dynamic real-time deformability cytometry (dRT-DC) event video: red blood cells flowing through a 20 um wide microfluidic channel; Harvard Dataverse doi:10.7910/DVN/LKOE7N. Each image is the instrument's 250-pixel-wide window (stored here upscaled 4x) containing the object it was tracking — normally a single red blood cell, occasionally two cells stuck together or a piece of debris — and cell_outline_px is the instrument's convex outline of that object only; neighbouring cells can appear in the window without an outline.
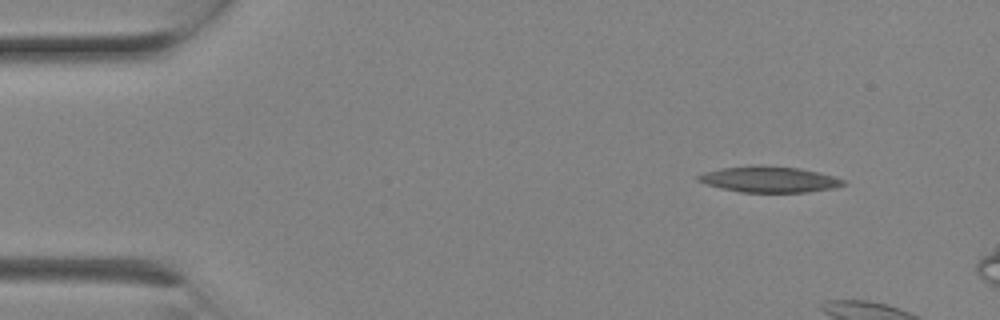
{"species": "Egyptian fruit bat (a non-hibernating species)", "species_latin": "Rousettus aegyptiacus", "temperature_condition": "room temperature", "stored_images_in_passage": 4, "camera_frame_rate_fps": 3000, "um_per_image_px": 0.085, "animal": {"sex": "female"}, "frame": {"image": 1, "passage_image": 1, "time_ms": 0.0, "image_size_px": [1000, 320], "cell_outline_px": [[844, 184], [836, 188], [808, 192], [740, 192], [708, 184], [696, 180], [696, 176], [704, 172], [720, 168], [800, 168], [832, 176], [844, 180]], "centroid_in_image_um": [65.41, 15.29], "position_along_channel_um": 19.6, "area_um2": 20.75}}